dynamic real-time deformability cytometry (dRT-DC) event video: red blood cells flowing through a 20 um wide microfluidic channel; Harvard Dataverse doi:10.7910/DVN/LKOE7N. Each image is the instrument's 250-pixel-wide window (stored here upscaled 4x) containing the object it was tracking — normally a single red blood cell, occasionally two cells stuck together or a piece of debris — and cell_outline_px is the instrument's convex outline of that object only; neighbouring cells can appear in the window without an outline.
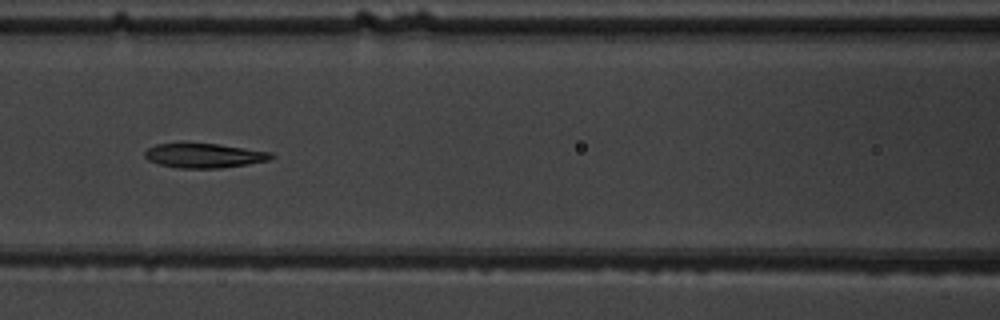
{"species": "common noctule bat (a hibernating species)", "species_latin": "Nyctalus noctula", "temperature_condition": "warm", "stored_images_in_passage": 8, "camera_frame_rate_fps": 3000, "um_per_image_px": 0.085, "animal": {"sex": "male", "body_mass_g": 19.5, "forearm_length_mm": 54.6}, "frame": {"image": 1, "passage_image": 6, "time_ms": 6.333, "image_size_px": [1000, 320], "cell_outline_px": [[276, 156], [268, 160], [248, 164], [220, 168], [176, 168], [160, 164], [148, 160], [144, 156], [144, 152], [148, 148], [156, 144], [184, 140], [220, 144], [272, 152]], "centroid_in_image_um": [17.3, 13.18], "position_along_channel_um": 149.3, "area_um2": 18.84}}
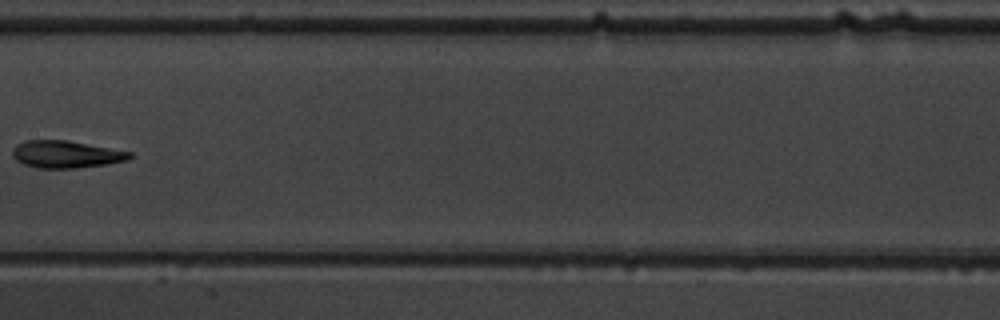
{"frame": {"image": 2, "passage_image": 7, "time_ms": 7.667, "image_size_px": [1000, 320], "cell_outline_px": [[132, 156], [128, 160], [108, 164], [80, 168], [36, 168], [24, 164], [16, 160], [12, 156], [12, 148], [16, 144], [24, 140], [68, 140], [132, 152]], "centroid_in_image_um": [5.59, 13.11], "position_along_channel_um": 201.8, "area_um2": 18.84}}
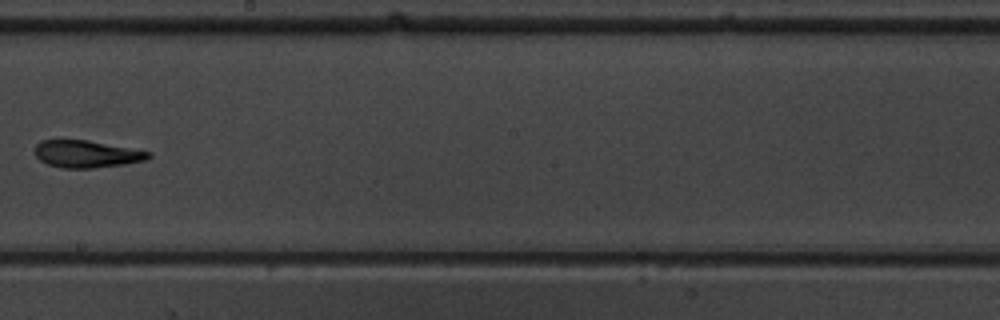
{"frame": {"image": 3, "passage_image": 8, "time_ms": 8.667, "image_size_px": [1000, 320], "cell_outline_px": [[152, 156], [144, 160], [124, 164], [92, 168], [60, 168], [48, 164], [40, 160], [36, 156], [36, 144], [40, 140], [88, 140], [152, 152]], "centroid_in_image_um": [7.36, 13.09], "position_along_channel_um": 240.8, "area_um2": 17.92}}